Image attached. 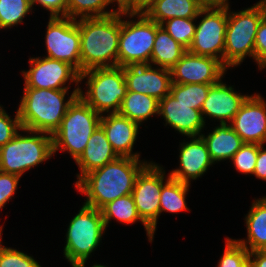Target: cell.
Returning <instances> with one entry per match:
<instances>
[{
    "label": "cell",
    "mask_w": 266,
    "mask_h": 267,
    "mask_svg": "<svg viewBox=\"0 0 266 267\" xmlns=\"http://www.w3.org/2000/svg\"><path fill=\"white\" fill-rule=\"evenodd\" d=\"M149 162L150 159L118 157L84 175L74 188L86 198L82 204L101 210L113 200L132 194L136 177Z\"/></svg>",
    "instance_id": "obj_1"
},
{
    "label": "cell",
    "mask_w": 266,
    "mask_h": 267,
    "mask_svg": "<svg viewBox=\"0 0 266 267\" xmlns=\"http://www.w3.org/2000/svg\"><path fill=\"white\" fill-rule=\"evenodd\" d=\"M80 89H37L23 87L17 112L23 129L53 135ZM70 94V95H69Z\"/></svg>",
    "instance_id": "obj_2"
},
{
    "label": "cell",
    "mask_w": 266,
    "mask_h": 267,
    "mask_svg": "<svg viewBox=\"0 0 266 267\" xmlns=\"http://www.w3.org/2000/svg\"><path fill=\"white\" fill-rule=\"evenodd\" d=\"M80 32L81 72L118 66L121 10L107 17L76 19Z\"/></svg>",
    "instance_id": "obj_3"
},
{
    "label": "cell",
    "mask_w": 266,
    "mask_h": 267,
    "mask_svg": "<svg viewBox=\"0 0 266 267\" xmlns=\"http://www.w3.org/2000/svg\"><path fill=\"white\" fill-rule=\"evenodd\" d=\"M80 85L79 96L100 115L118 113L128 91L120 66L85 70L80 73Z\"/></svg>",
    "instance_id": "obj_4"
},
{
    "label": "cell",
    "mask_w": 266,
    "mask_h": 267,
    "mask_svg": "<svg viewBox=\"0 0 266 267\" xmlns=\"http://www.w3.org/2000/svg\"><path fill=\"white\" fill-rule=\"evenodd\" d=\"M53 156L52 135L21 128L0 148V171L22 177Z\"/></svg>",
    "instance_id": "obj_5"
},
{
    "label": "cell",
    "mask_w": 266,
    "mask_h": 267,
    "mask_svg": "<svg viewBox=\"0 0 266 267\" xmlns=\"http://www.w3.org/2000/svg\"><path fill=\"white\" fill-rule=\"evenodd\" d=\"M262 18L263 13L257 3L237 11L228 4L224 48V65L228 69L241 66L247 57L255 62V37Z\"/></svg>",
    "instance_id": "obj_6"
},
{
    "label": "cell",
    "mask_w": 266,
    "mask_h": 267,
    "mask_svg": "<svg viewBox=\"0 0 266 267\" xmlns=\"http://www.w3.org/2000/svg\"><path fill=\"white\" fill-rule=\"evenodd\" d=\"M66 230L63 257L71 266L87 262L106 233L101 210L83 204L69 221Z\"/></svg>",
    "instance_id": "obj_7"
},
{
    "label": "cell",
    "mask_w": 266,
    "mask_h": 267,
    "mask_svg": "<svg viewBox=\"0 0 266 267\" xmlns=\"http://www.w3.org/2000/svg\"><path fill=\"white\" fill-rule=\"evenodd\" d=\"M101 115L80 96L69 106L61 125L52 135L53 153L59 151L76 161L83 153L90 136L100 125Z\"/></svg>",
    "instance_id": "obj_8"
},
{
    "label": "cell",
    "mask_w": 266,
    "mask_h": 267,
    "mask_svg": "<svg viewBox=\"0 0 266 267\" xmlns=\"http://www.w3.org/2000/svg\"><path fill=\"white\" fill-rule=\"evenodd\" d=\"M159 27L158 23L150 20L144 13H126L121 10L118 66L150 64Z\"/></svg>",
    "instance_id": "obj_9"
},
{
    "label": "cell",
    "mask_w": 266,
    "mask_h": 267,
    "mask_svg": "<svg viewBox=\"0 0 266 267\" xmlns=\"http://www.w3.org/2000/svg\"><path fill=\"white\" fill-rule=\"evenodd\" d=\"M228 4H206L196 20V31L189 52L210 56L224 64Z\"/></svg>",
    "instance_id": "obj_10"
},
{
    "label": "cell",
    "mask_w": 266,
    "mask_h": 267,
    "mask_svg": "<svg viewBox=\"0 0 266 267\" xmlns=\"http://www.w3.org/2000/svg\"><path fill=\"white\" fill-rule=\"evenodd\" d=\"M163 165L151 160L138 174L132 197L141 219L156 234L162 185L170 178Z\"/></svg>",
    "instance_id": "obj_11"
},
{
    "label": "cell",
    "mask_w": 266,
    "mask_h": 267,
    "mask_svg": "<svg viewBox=\"0 0 266 267\" xmlns=\"http://www.w3.org/2000/svg\"><path fill=\"white\" fill-rule=\"evenodd\" d=\"M46 24L44 56L66 62L81 73V41L77 21L69 17H49Z\"/></svg>",
    "instance_id": "obj_12"
},
{
    "label": "cell",
    "mask_w": 266,
    "mask_h": 267,
    "mask_svg": "<svg viewBox=\"0 0 266 267\" xmlns=\"http://www.w3.org/2000/svg\"><path fill=\"white\" fill-rule=\"evenodd\" d=\"M22 70L24 87L37 89H80V73L70 64L46 56L30 57Z\"/></svg>",
    "instance_id": "obj_13"
},
{
    "label": "cell",
    "mask_w": 266,
    "mask_h": 267,
    "mask_svg": "<svg viewBox=\"0 0 266 267\" xmlns=\"http://www.w3.org/2000/svg\"><path fill=\"white\" fill-rule=\"evenodd\" d=\"M228 68L218 59L189 52L170 69L171 81L176 84H216L228 72Z\"/></svg>",
    "instance_id": "obj_14"
},
{
    "label": "cell",
    "mask_w": 266,
    "mask_h": 267,
    "mask_svg": "<svg viewBox=\"0 0 266 267\" xmlns=\"http://www.w3.org/2000/svg\"><path fill=\"white\" fill-rule=\"evenodd\" d=\"M179 143V166L168 173L171 178L191 185L193 181L202 178L215 164L210 158L202 136L184 137Z\"/></svg>",
    "instance_id": "obj_15"
},
{
    "label": "cell",
    "mask_w": 266,
    "mask_h": 267,
    "mask_svg": "<svg viewBox=\"0 0 266 267\" xmlns=\"http://www.w3.org/2000/svg\"><path fill=\"white\" fill-rule=\"evenodd\" d=\"M235 85H228L222 78L209 88L206 100L201 107V115L207 126L210 121L230 124L245 100L250 96L236 91ZM207 118V119H206Z\"/></svg>",
    "instance_id": "obj_16"
},
{
    "label": "cell",
    "mask_w": 266,
    "mask_h": 267,
    "mask_svg": "<svg viewBox=\"0 0 266 267\" xmlns=\"http://www.w3.org/2000/svg\"><path fill=\"white\" fill-rule=\"evenodd\" d=\"M231 127L244 143L266 145V100L250 94L231 121Z\"/></svg>",
    "instance_id": "obj_17"
},
{
    "label": "cell",
    "mask_w": 266,
    "mask_h": 267,
    "mask_svg": "<svg viewBox=\"0 0 266 267\" xmlns=\"http://www.w3.org/2000/svg\"><path fill=\"white\" fill-rule=\"evenodd\" d=\"M128 91L152 96L158 101L170 93V69L150 64L123 67Z\"/></svg>",
    "instance_id": "obj_18"
},
{
    "label": "cell",
    "mask_w": 266,
    "mask_h": 267,
    "mask_svg": "<svg viewBox=\"0 0 266 267\" xmlns=\"http://www.w3.org/2000/svg\"><path fill=\"white\" fill-rule=\"evenodd\" d=\"M158 117L164 119L165 127L169 126L184 137L201 136L207 129L200 110L179 102L170 93L159 101Z\"/></svg>",
    "instance_id": "obj_19"
},
{
    "label": "cell",
    "mask_w": 266,
    "mask_h": 267,
    "mask_svg": "<svg viewBox=\"0 0 266 267\" xmlns=\"http://www.w3.org/2000/svg\"><path fill=\"white\" fill-rule=\"evenodd\" d=\"M100 126L118 157L141 158L138 151L133 152L141 128L138 123L119 113H107L101 115Z\"/></svg>",
    "instance_id": "obj_20"
},
{
    "label": "cell",
    "mask_w": 266,
    "mask_h": 267,
    "mask_svg": "<svg viewBox=\"0 0 266 267\" xmlns=\"http://www.w3.org/2000/svg\"><path fill=\"white\" fill-rule=\"evenodd\" d=\"M117 158L103 128L99 125L90 136L83 153L74 162L78 166L79 173L77 172V178L73 185L87 173L99 169Z\"/></svg>",
    "instance_id": "obj_21"
},
{
    "label": "cell",
    "mask_w": 266,
    "mask_h": 267,
    "mask_svg": "<svg viewBox=\"0 0 266 267\" xmlns=\"http://www.w3.org/2000/svg\"><path fill=\"white\" fill-rule=\"evenodd\" d=\"M205 135L201 133L206 142L209 155L214 164L230 161L233 155L244 145L243 140L233 130L231 124H219L212 127Z\"/></svg>",
    "instance_id": "obj_22"
},
{
    "label": "cell",
    "mask_w": 266,
    "mask_h": 267,
    "mask_svg": "<svg viewBox=\"0 0 266 267\" xmlns=\"http://www.w3.org/2000/svg\"><path fill=\"white\" fill-rule=\"evenodd\" d=\"M244 217L247 236L235 239L249 252L266 250V196L254 198Z\"/></svg>",
    "instance_id": "obj_23"
},
{
    "label": "cell",
    "mask_w": 266,
    "mask_h": 267,
    "mask_svg": "<svg viewBox=\"0 0 266 267\" xmlns=\"http://www.w3.org/2000/svg\"><path fill=\"white\" fill-rule=\"evenodd\" d=\"M205 5L203 0H155L144 14L160 25L171 18H197Z\"/></svg>",
    "instance_id": "obj_24"
},
{
    "label": "cell",
    "mask_w": 266,
    "mask_h": 267,
    "mask_svg": "<svg viewBox=\"0 0 266 267\" xmlns=\"http://www.w3.org/2000/svg\"><path fill=\"white\" fill-rule=\"evenodd\" d=\"M101 213L106 230L107 227H109V224H111L112 220L117 221L118 223H121L123 225H132L136 224V222H139L144 226L149 243H153L155 234L139 216L131 194L121 196L120 198H117L112 202L106 204L101 209Z\"/></svg>",
    "instance_id": "obj_25"
},
{
    "label": "cell",
    "mask_w": 266,
    "mask_h": 267,
    "mask_svg": "<svg viewBox=\"0 0 266 267\" xmlns=\"http://www.w3.org/2000/svg\"><path fill=\"white\" fill-rule=\"evenodd\" d=\"M118 113L142 126L151 117H158L159 101L149 95L127 91Z\"/></svg>",
    "instance_id": "obj_26"
},
{
    "label": "cell",
    "mask_w": 266,
    "mask_h": 267,
    "mask_svg": "<svg viewBox=\"0 0 266 267\" xmlns=\"http://www.w3.org/2000/svg\"><path fill=\"white\" fill-rule=\"evenodd\" d=\"M187 51L160 26L150 58V65L171 69Z\"/></svg>",
    "instance_id": "obj_27"
},
{
    "label": "cell",
    "mask_w": 266,
    "mask_h": 267,
    "mask_svg": "<svg viewBox=\"0 0 266 267\" xmlns=\"http://www.w3.org/2000/svg\"><path fill=\"white\" fill-rule=\"evenodd\" d=\"M191 185L169 178L161 188L159 217L164 212L179 214L184 211H191L187 205V195Z\"/></svg>",
    "instance_id": "obj_28"
},
{
    "label": "cell",
    "mask_w": 266,
    "mask_h": 267,
    "mask_svg": "<svg viewBox=\"0 0 266 267\" xmlns=\"http://www.w3.org/2000/svg\"><path fill=\"white\" fill-rule=\"evenodd\" d=\"M109 6L112 8L110 9ZM120 10L121 7L115 0H67V17L75 20L80 18L107 17Z\"/></svg>",
    "instance_id": "obj_29"
},
{
    "label": "cell",
    "mask_w": 266,
    "mask_h": 267,
    "mask_svg": "<svg viewBox=\"0 0 266 267\" xmlns=\"http://www.w3.org/2000/svg\"><path fill=\"white\" fill-rule=\"evenodd\" d=\"M34 13L31 0H0V30H8L23 24Z\"/></svg>",
    "instance_id": "obj_30"
},
{
    "label": "cell",
    "mask_w": 266,
    "mask_h": 267,
    "mask_svg": "<svg viewBox=\"0 0 266 267\" xmlns=\"http://www.w3.org/2000/svg\"><path fill=\"white\" fill-rule=\"evenodd\" d=\"M213 84H176L172 83L170 94L179 102L192 106L193 109L201 111V107L207 98L209 88Z\"/></svg>",
    "instance_id": "obj_31"
},
{
    "label": "cell",
    "mask_w": 266,
    "mask_h": 267,
    "mask_svg": "<svg viewBox=\"0 0 266 267\" xmlns=\"http://www.w3.org/2000/svg\"><path fill=\"white\" fill-rule=\"evenodd\" d=\"M196 21V18H171L162 22L160 26L188 50L196 31Z\"/></svg>",
    "instance_id": "obj_32"
},
{
    "label": "cell",
    "mask_w": 266,
    "mask_h": 267,
    "mask_svg": "<svg viewBox=\"0 0 266 267\" xmlns=\"http://www.w3.org/2000/svg\"><path fill=\"white\" fill-rule=\"evenodd\" d=\"M3 227L4 224L0 225V267H42L34 256L3 245Z\"/></svg>",
    "instance_id": "obj_33"
},
{
    "label": "cell",
    "mask_w": 266,
    "mask_h": 267,
    "mask_svg": "<svg viewBox=\"0 0 266 267\" xmlns=\"http://www.w3.org/2000/svg\"><path fill=\"white\" fill-rule=\"evenodd\" d=\"M225 247L217 267H251L249 251L234 238H225Z\"/></svg>",
    "instance_id": "obj_34"
},
{
    "label": "cell",
    "mask_w": 266,
    "mask_h": 267,
    "mask_svg": "<svg viewBox=\"0 0 266 267\" xmlns=\"http://www.w3.org/2000/svg\"><path fill=\"white\" fill-rule=\"evenodd\" d=\"M259 144L244 143L229 161L239 173L253 176L258 157Z\"/></svg>",
    "instance_id": "obj_35"
},
{
    "label": "cell",
    "mask_w": 266,
    "mask_h": 267,
    "mask_svg": "<svg viewBox=\"0 0 266 267\" xmlns=\"http://www.w3.org/2000/svg\"><path fill=\"white\" fill-rule=\"evenodd\" d=\"M12 117L0 104V148L9 142L22 128L18 112ZM10 115V116H9Z\"/></svg>",
    "instance_id": "obj_36"
},
{
    "label": "cell",
    "mask_w": 266,
    "mask_h": 267,
    "mask_svg": "<svg viewBox=\"0 0 266 267\" xmlns=\"http://www.w3.org/2000/svg\"><path fill=\"white\" fill-rule=\"evenodd\" d=\"M20 176L0 171V212L11 201L19 188Z\"/></svg>",
    "instance_id": "obj_37"
},
{
    "label": "cell",
    "mask_w": 266,
    "mask_h": 267,
    "mask_svg": "<svg viewBox=\"0 0 266 267\" xmlns=\"http://www.w3.org/2000/svg\"><path fill=\"white\" fill-rule=\"evenodd\" d=\"M266 63V19L259 23L255 37V64L259 68Z\"/></svg>",
    "instance_id": "obj_38"
},
{
    "label": "cell",
    "mask_w": 266,
    "mask_h": 267,
    "mask_svg": "<svg viewBox=\"0 0 266 267\" xmlns=\"http://www.w3.org/2000/svg\"><path fill=\"white\" fill-rule=\"evenodd\" d=\"M31 5L33 10L36 6L43 7L49 17H67V0H31Z\"/></svg>",
    "instance_id": "obj_39"
},
{
    "label": "cell",
    "mask_w": 266,
    "mask_h": 267,
    "mask_svg": "<svg viewBox=\"0 0 266 267\" xmlns=\"http://www.w3.org/2000/svg\"><path fill=\"white\" fill-rule=\"evenodd\" d=\"M155 0H127L121 10L126 13H145Z\"/></svg>",
    "instance_id": "obj_40"
},
{
    "label": "cell",
    "mask_w": 266,
    "mask_h": 267,
    "mask_svg": "<svg viewBox=\"0 0 266 267\" xmlns=\"http://www.w3.org/2000/svg\"><path fill=\"white\" fill-rule=\"evenodd\" d=\"M254 177L266 182V147L265 144L259 145L258 157L254 169Z\"/></svg>",
    "instance_id": "obj_41"
},
{
    "label": "cell",
    "mask_w": 266,
    "mask_h": 267,
    "mask_svg": "<svg viewBox=\"0 0 266 267\" xmlns=\"http://www.w3.org/2000/svg\"><path fill=\"white\" fill-rule=\"evenodd\" d=\"M251 267H266V250L249 252Z\"/></svg>",
    "instance_id": "obj_42"
},
{
    "label": "cell",
    "mask_w": 266,
    "mask_h": 267,
    "mask_svg": "<svg viewBox=\"0 0 266 267\" xmlns=\"http://www.w3.org/2000/svg\"><path fill=\"white\" fill-rule=\"evenodd\" d=\"M86 264H87V262H82V263H78V264L72 265V267H85ZM90 267H109V265L106 266V265H103L102 263L99 264V263L96 262L93 265H91Z\"/></svg>",
    "instance_id": "obj_43"
},
{
    "label": "cell",
    "mask_w": 266,
    "mask_h": 267,
    "mask_svg": "<svg viewBox=\"0 0 266 267\" xmlns=\"http://www.w3.org/2000/svg\"><path fill=\"white\" fill-rule=\"evenodd\" d=\"M206 4H230V0H203Z\"/></svg>",
    "instance_id": "obj_44"
},
{
    "label": "cell",
    "mask_w": 266,
    "mask_h": 267,
    "mask_svg": "<svg viewBox=\"0 0 266 267\" xmlns=\"http://www.w3.org/2000/svg\"><path fill=\"white\" fill-rule=\"evenodd\" d=\"M256 3L260 6L263 17L266 19V0H259Z\"/></svg>",
    "instance_id": "obj_45"
},
{
    "label": "cell",
    "mask_w": 266,
    "mask_h": 267,
    "mask_svg": "<svg viewBox=\"0 0 266 267\" xmlns=\"http://www.w3.org/2000/svg\"><path fill=\"white\" fill-rule=\"evenodd\" d=\"M115 1L121 7L127 0H115Z\"/></svg>",
    "instance_id": "obj_46"
},
{
    "label": "cell",
    "mask_w": 266,
    "mask_h": 267,
    "mask_svg": "<svg viewBox=\"0 0 266 267\" xmlns=\"http://www.w3.org/2000/svg\"><path fill=\"white\" fill-rule=\"evenodd\" d=\"M264 69H266V63H264L260 68H259V71H264Z\"/></svg>",
    "instance_id": "obj_47"
}]
</instances>
